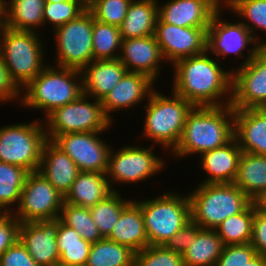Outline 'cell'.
Returning <instances> with one entry per match:
<instances>
[{"mask_svg": "<svg viewBox=\"0 0 266 266\" xmlns=\"http://www.w3.org/2000/svg\"><path fill=\"white\" fill-rule=\"evenodd\" d=\"M246 266H266V256L257 254L246 264Z\"/></svg>", "mask_w": 266, "mask_h": 266, "instance_id": "49", "label": "cell"}, {"mask_svg": "<svg viewBox=\"0 0 266 266\" xmlns=\"http://www.w3.org/2000/svg\"><path fill=\"white\" fill-rule=\"evenodd\" d=\"M20 221L12 213H0V257L19 240Z\"/></svg>", "mask_w": 266, "mask_h": 266, "instance_id": "43", "label": "cell"}, {"mask_svg": "<svg viewBox=\"0 0 266 266\" xmlns=\"http://www.w3.org/2000/svg\"><path fill=\"white\" fill-rule=\"evenodd\" d=\"M58 228L59 219L21 223L19 240L39 266H58Z\"/></svg>", "mask_w": 266, "mask_h": 266, "instance_id": "17", "label": "cell"}, {"mask_svg": "<svg viewBox=\"0 0 266 266\" xmlns=\"http://www.w3.org/2000/svg\"><path fill=\"white\" fill-rule=\"evenodd\" d=\"M154 35L164 59L171 65L207 51L208 28L180 27L157 19Z\"/></svg>", "mask_w": 266, "mask_h": 266, "instance_id": "16", "label": "cell"}, {"mask_svg": "<svg viewBox=\"0 0 266 266\" xmlns=\"http://www.w3.org/2000/svg\"><path fill=\"white\" fill-rule=\"evenodd\" d=\"M252 203L258 213L266 215V191L253 199Z\"/></svg>", "mask_w": 266, "mask_h": 266, "instance_id": "48", "label": "cell"}, {"mask_svg": "<svg viewBox=\"0 0 266 266\" xmlns=\"http://www.w3.org/2000/svg\"><path fill=\"white\" fill-rule=\"evenodd\" d=\"M221 9L214 14L208 28L207 50L218 59L223 56L225 58L228 54L244 57V62L242 61L240 66L246 65L260 50L261 45L254 39L248 28L242 24L241 20H238L237 23H228L227 20H222L220 17L223 15ZM251 44L254 46L248 48ZM245 49L248 52L247 56L243 53Z\"/></svg>", "mask_w": 266, "mask_h": 266, "instance_id": "13", "label": "cell"}, {"mask_svg": "<svg viewBox=\"0 0 266 266\" xmlns=\"http://www.w3.org/2000/svg\"><path fill=\"white\" fill-rule=\"evenodd\" d=\"M224 246L215 230L201 228L182 255L184 266H216Z\"/></svg>", "mask_w": 266, "mask_h": 266, "instance_id": "30", "label": "cell"}, {"mask_svg": "<svg viewBox=\"0 0 266 266\" xmlns=\"http://www.w3.org/2000/svg\"><path fill=\"white\" fill-rule=\"evenodd\" d=\"M99 133L103 132L65 133L52 142L71 157L79 171L106 173L112 147Z\"/></svg>", "mask_w": 266, "mask_h": 266, "instance_id": "15", "label": "cell"}, {"mask_svg": "<svg viewBox=\"0 0 266 266\" xmlns=\"http://www.w3.org/2000/svg\"><path fill=\"white\" fill-rule=\"evenodd\" d=\"M20 92L15 85L10 81L7 74V69L3 64L0 55V102H9L20 99ZM17 98V99H16Z\"/></svg>", "mask_w": 266, "mask_h": 266, "instance_id": "47", "label": "cell"}, {"mask_svg": "<svg viewBox=\"0 0 266 266\" xmlns=\"http://www.w3.org/2000/svg\"><path fill=\"white\" fill-rule=\"evenodd\" d=\"M234 138V108L194 106L188 113L180 140L171 152L178 159L222 147Z\"/></svg>", "mask_w": 266, "mask_h": 266, "instance_id": "2", "label": "cell"}, {"mask_svg": "<svg viewBox=\"0 0 266 266\" xmlns=\"http://www.w3.org/2000/svg\"><path fill=\"white\" fill-rule=\"evenodd\" d=\"M56 241L60 254L58 266L86 264L92 243L83 239L76 230L64 225L60 220Z\"/></svg>", "mask_w": 266, "mask_h": 266, "instance_id": "31", "label": "cell"}, {"mask_svg": "<svg viewBox=\"0 0 266 266\" xmlns=\"http://www.w3.org/2000/svg\"><path fill=\"white\" fill-rule=\"evenodd\" d=\"M169 97L163 92L153 90L146 100V116L144 117L145 138L171 152L177 146L188 113L194 107L189 101L173 91Z\"/></svg>", "mask_w": 266, "mask_h": 266, "instance_id": "4", "label": "cell"}, {"mask_svg": "<svg viewBox=\"0 0 266 266\" xmlns=\"http://www.w3.org/2000/svg\"><path fill=\"white\" fill-rule=\"evenodd\" d=\"M92 39L93 60L119 58L123 39L118 26L102 23L93 16Z\"/></svg>", "mask_w": 266, "mask_h": 266, "instance_id": "35", "label": "cell"}, {"mask_svg": "<svg viewBox=\"0 0 266 266\" xmlns=\"http://www.w3.org/2000/svg\"><path fill=\"white\" fill-rule=\"evenodd\" d=\"M154 146L145 148L125 145L117 148V152L111 149L106 176L113 191H118L114 189V183H138L165 168L164 159L152 152Z\"/></svg>", "mask_w": 266, "mask_h": 266, "instance_id": "11", "label": "cell"}, {"mask_svg": "<svg viewBox=\"0 0 266 266\" xmlns=\"http://www.w3.org/2000/svg\"><path fill=\"white\" fill-rule=\"evenodd\" d=\"M86 5H88L89 3H91L93 0H82Z\"/></svg>", "mask_w": 266, "mask_h": 266, "instance_id": "53", "label": "cell"}, {"mask_svg": "<svg viewBox=\"0 0 266 266\" xmlns=\"http://www.w3.org/2000/svg\"><path fill=\"white\" fill-rule=\"evenodd\" d=\"M53 32L56 38V66L82 70L93 61V14L88 9Z\"/></svg>", "mask_w": 266, "mask_h": 266, "instance_id": "10", "label": "cell"}, {"mask_svg": "<svg viewBox=\"0 0 266 266\" xmlns=\"http://www.w3.org/2000/svg\"><path fill=\"white\" fill-rule=\"evenodd\" d=\"M254 205L251 202L242 212L222 221L214 230L224 245L250 243Z\"/></svg>", "mask_w": 266, "mask_h": 266, "instance_id": "34", "label": "cell"}, {"mask_svg": "<svg viewBox=\"0 0 266 266\" xmlns=\"http://www.w3.org/2000/svg\"><path fill=\"white\" fill-rule=\"evenodd\" d=\"M126 72L119 59L91 61L81 70L83 94L102 101Z\"/></svg>", "mask_w": 266, "mask_h": 266, "instance_id": "24", "label": "cell"}, {"mask_svg": "<svg viewBox=\"0 0 266 266\" xmlns=\"http://www.w3.org/2000/svg\"><path fill=\"white\" fill-rule=\"evenodd\" d=\"M107 238L129 247L135 253L149 246L141 207L135 200L122 210Z\"/></svg>", "mask_w": 266, "mask_h": 266, "instance_id": "25", "label": "cell"}, {"mask_svg": "<svg viewBox=\"0 0 266 266\" xmlns=\"http://www.w3.org/2000/svg\"><path fill=\"white\" fill-rule=\"evenodd\" d=\"M131 2L132 0H93L87 5V9L95 20L119 27Z\"/></svg>", "mask_w": 266, "mask_h": 266, "instance_id": "40", "label": "cell"}, {"mask_svg": "<svg viewBox=\"0 0 266 266\" xmlns=\"http://www.w3.org/2000/svg\"><path fill=\"white\" fill-rule=\"evenodd\" d=\"M5 4L0 0V29L4 27V7Z\"/></svg>", "mask_w": 266, "mask_h": 266, "instance_id": "50", "label": "cell"}, {"mask_svg": "<svg viewBox=\"0 0 266 266\" xmlns=\"http://www.w3.org/2000/svg\"><path fill=\"white\" fill-rule=\"evenodd\" d=\"M201 227L192 219L187 222L172 238L165 243V247L175 253L182 254L194 241Z\"/></svg>", "mask_w": 266, "mask_h": 266, "instance_id": "44", "label": "cell"}, {"mask_svg": "<svg viewBox=\"0 0 266 266\" xmlns=\"http://www.w3.org/2000/svg\"><path fill=\"white\" fill-rule=\"evenodd\" d=\"M46 141L44 123L40 119L0 127V162L20 166L29 173L36 172Z\"/></svg>", "mask_w": 266, "mask_h": 266, "instance_id": "8", "label": "cell"}, {"mask_svg": "<svg viewBox=\"0 0 266 266\" xmlns=\"http://www.w3.org/2000/svg\"><path fill=\"white\" fill-rule=\"evenodd\" d=\"M155 82L147 75L126 72L117 85L101 101L105 116L113 123L111 113L131 109L147 100Z\"/></svg>", "mask_w": 266, "mask_h": 266, "instance_id": "20", "label": "cell"}, {"mask_svg": "<svg viewBox=\"0 0 266 266\" xmlns=\"http://www.w3.org/2000/svg\"><path fill=\"white\" fill-rule=\"evenodd\" d=\"M63 203L64 196L40 172H30L12 214L20 223L54 220L59 218Z\"/></svg>", "mask_w": 266, "mask_h": 266, "instance_id": "12", "label": "cell"}, {"mask_svg": "<svg viewBox=\"0 0 266 266\" xmlns=\"http://www.w3.org/2000/svg\"><path fill=\"white\" fill-rule=\"evenodd\" d=\"M250 244L257 254L266 256V215L258 213L255 207Z\"/></svg>", "mask_w": 266, "mask_h": 266, "instance_id": "46", "label": "cell"}, {"mask_svg": "<svg viewBox=\"0 0 266 266\" xmlns=\"http://www.w3.org/2000/svg\"><path fill=\"white\" fill-rule=\"evenodd\" d=\"M51 66V67H50ZM54 67V68H53ZM47 65L20 93L24 108L43 110L46 117L54 109L77 100L83 94L81 70Z\"/></svg>", "mask_w": 266, "mask_h": 266, "instance_id": "3", "label": "cell"}, {"mask_svg": "<svg viewBox=\"0 0 266 266\" xmlns=\"http://www.w3.org/2000/svg\"><path fill=\"white\" fill-rule=\"evenodd\" d=\"M118 59L127 72L147 75L154 82L162 71L161 61L165 60L154 34L122 40Z\"/></svg>", "mask_w": 266, "mask_h": 266, "instance_id": "19", "label": "cell"}, {"mask_svg": "<svg viewBox=\"0 0 266 266\" xmlns=\"http://www.w3.org/2000/svg\"><path fill=\"white\" fill-rule=\"evenodd\" d=\"M92 99L90 102L88 96L82 94L49 113L43 121L47 140L65 133L106 132L112 122L105 116L101 101Z\"/></svg>", "mask_w": 266, "mask_h": 266, "instance_id": "9", "label": "cell"}, {"mask_svg": "<svg viewBox=\"0 0 266 266\" xmlns=\"http://www.w3.org/2000/svg\"><path fill=\"white\" fill-rule=\"evenodd\" d=\"M64 225L76 230L80 236L95 243L103 239L89 212V208L63 203L58 218Z\"/></svg>", "mask_w": 266, "mask_h": 266, "instance_id": "38", "label": "cell"}, {"mask_svg": "<svg viewBox=\"0 0 266 266\" xmlns=\"http://www.w3.org/2000/svg\"><path fill=\"white\" fill-rule=\"evenodd\" d=\"M136 202L141 207L149 245H165L191 220L188 194L183 196L170 191Z\"/></svg>", "mask_w": 266, "mask_h": 266, "instance_id": "7", "label": "cell"}, {"mask_svg": "<svg viewBox=\"0 0 266 266\" xmlns=\"http://www.w3.org/2000/svg\"><path fill=\"white\" fill-rule=\"evenodd\" d=\"M38 172L65 197L71 189L79 169L70 156L51 140H47L43 146Z\"/></svg>", "mask_w": 266, "mask_h": 266, "instance_id": "23", "label": "cell"}, {"mask_svg": "<svg viewBox=\"0 0 266 266\" xmlns=\"http://www.w3.org/2000/svg\"><path fill=\"white\" fill-rule=\"evenodd\" d=\"M208 55L207 50L171 65L174 66L172 91L193 106L228 105L232 98V70L225 71L218 58ZM223 99L226 101L222 102Z\"/></svg>", "mask_w": 266, "mask_h": 266, "instance_id": "1", "label": "cell"}, {"mask_svg": "<svg viewBox=\"0 0 266 266\" xmlns=\"http://www.w3.org/2000/svg\"><path fill=\"white\" fill-rule=\"evenodd\" d=\"M135 252L108 238L92 243L86 266H134Z\"/></svg>", "mask_w": 266, "mask_h": 266, "instance_id": "33", "label": "cell"}, {"mask_svg": "<svg viewBox=\"0 0 266 266\" xmlns=\"http://www.w3.org/2000/svg\"><path fill=\"white\" fill-rule=\"evenodd\" d=\"M38 32L0 29V55L10 81L21 90L47 65Z\"/></svg>", "mask_w": 266, "mask_h": 266, "instance_id": "5", "label": "cell"}, {"mask_svg": "<svg viewBox=\"0 0 266 266\" xmlns=\"http://www.w3.org/2000/svg\"><path fill=\"white\" fill-rule=\"evenodd\" d=\"M256 255L250 243L225 245L216 266H246Z\"/></svg>", "mask_w": 266, "mask_h": 266, "instance_id": "42", "label": "cell"}, {"mask_svg": "<svg viewBox=\"0 0 266 266\" xmlns=\"http://www.w3.org/2000/svg\"><path fill=\"white\" fill-rule=\"evenodd\" d=\"M224 6L244 19L241 21L242 24L248 28L254 39L262 45L263 40L260 37L258 39L256 31L262 29V32L264 31L266 34V0H225Z\"/></svg>", "mask_w": 266, "mask_h": 266, "instance_id": "37", "label": "cell"}, {"mask_svg": "<svg viewBox=\"0 0 266 266\" xmlns=\"http://www.w3.org/2000/svg\"><path fill=\"white\" fill-rule=\"evenodd\" d=\"M158 1L160 2V0H132L126 17L119 26L123 40L155 34Z\"/></svg>", "mask_w": 266, "mask_h": 266, "instance_id": "27", "label": "cell"}, {"mask_svg": "<svg viewBox=\"0 0 266 266\" xmlns=\"http://www.w3.org/2000/svg\"><path fill=\"white\" fill-rule=\"evenodd\" d=\"M251 200L266 191V156L242 152L233 182Z\"/></svg>", "mask_w": 266, "mask_h": 266, "instance_id": "29", "label": "cell"}, {"mask_svg": "<svg viewBox=\"0 0 266 266\" xmlns=\"http://www.w3.org/2000/svg\"><path fill=\"white\" fill-rule=\"evenodd\" d=\"M260 49L266 54V41L262 42Z\"/></svg>", "mask_w": 266, "mask_h": 266, "instance_id": "51", "label": "cell"}, {"mask_svg": "<svg viewBox=\"0 0 266 266\" xmlns=\"http://www.w3.org/2000/svg\"><path fill=\"white\" fill-rule=\"evenodd\" d=\"M119 191H113L105 199L89 208L95 225L103 238H107L120 217L122 210L132 201L123 199Z\"/></svg>", "mask_w": 266, "mask_h": 266, "instance_id": "36", "label": "cell"}, {"mask_svg": "<svg viewBox=\"0 0 266 266\" xmlns=\"http://www.w3.org/2000/svg\"><path fill=\"white\" fill-rule=\"evenodd\" d=\"M134 266H184L182 254L164 245H149L135 253Z\"/></svg>", "mask_w": 266, "mask_h": 266, "instance_id": "41", "label": "cell"}, {"mask_svg": "<svg viewBox=\"0 0 266 266\" xmlns=\"http://www.w3.org/2000/svg\"><path fill=\"white\" fill-rule=\"evenodd\" d=\"M234 109L266 108V54L260 49L243 66L232 69Z\"/></svg>", "mask_w": 266, "mask_h": 266, "instance_id": "14", "label": "cell"}, {"mask_svg": "<svg viewBox=\"0 0 266 266\" xmlns=\"http://www.w3.org/2000/svg\"><path fill=\"white\" fill-rule=\"evenodd\" d=\"M28 173L20 166L0 162V213H12L17 207Z\"/></svg>", "mask_w": 266, "mask_h": 266, "instance_id": "32", "label": "cell"}, {"mask_svg": "<svg viewBox=\"0 0 266 266\" xmlns=\"http://www.w3.org/2000/svg\"><path fill=\"white\" fill-rule=\"evenodd\" d=\"M242 155L237 139L200 155V165L208 175L200 184L233 183Z\"/></svg>", "mask_w": 266, "mask_h": 266, "instance_id": "22", "label": "cell"}, {"mask_svg": "<svg viewBox=\"0 0 266 266\" xmlns=\"http://www.w3.org/2000/svg\"><path fill=\"white\" fill-rule=\"evenodd\" d=\"M87 10V5L82 0H68L64 2H45L43 17L44 25L51 24L55 30L57 27L78 18Z\"/></svg>", "mask_w": 266, "mask_h": 266, "instance_id": "39", "label": "cell"}, {"mask_svg": "<svg viewBox=\"0 0 266 266\" xmlns=\"http://www.w3.org/2000/svg\"><path fill=\"white\" fill-rule=\"evenodd\" d=\"M113 192L106 173L79 171L64 202L90 208Z\"/></svg>", "mask_w": 266, "mask_h": 266, "instance_id": "26", "label": "cell"}, {"mask_svg": "<svg viewBox=\"0 0 266 266\" xmlns=\"http://www.w3.org/2000/svg\"><path fill=\"white\" fill-rule=\"evenodd\" d=\"M64 1H68V0H45V2H52V3H55V2H64Z\"/></svg>", "mask_w": 266, "mask_h": 266, "instance_id": "52", "label": "cell"}, {"mask_svg": "<svg viewBox=\"0 0 266 266\" xmlns=\"http://www.w3.org/2000/svg\"><path fill=\"white\" fill-rule=\"evenodd\" d=\"M45 0H7L4 26L15 31L39 32L44 26Z\"/></svg>", "mask_w": 266, "mask_h": 266, "instance_id": "28", "label": "cell"}, {"mask_svg": "<svg viewBox=\"0 0 266 266\" xmlns=\"http://www.w3.org/2000/svg\"><path fill=\"white\" fill-rule=\"evenodd\" d=\"M0 266H39L26 247L18 240L14 245L10 246L0 257Z\"/></svg>", "mask_w": 266, "mask_h": 266, "instance_id": "45", "label": "cell"}, {"mask_svg": "<svg viewBox=\"0 0 266 266\" xmlns=\"http://www.w3.org/2000/svg\"><path fill=\"white\" fill-rule=\"evenodd\" d=\"M188 197L191 219L201 228L213 230L252 202L234 183L198 184Z\"/></svg>", "mask_w": 266, "mask_h": 266, "instance_id": "6", "label": "cell"}, {"mask_svg": "<svg viewBox=\"0 0 266 266\" xmlns=\"http://www.w3.org/2000/svg\"><path fill=\"white\" fill-rule=\"evenodd\" d=\"M234 137L242 152L266 156V108L234 109Z\"/></svg>", "mask_w": 266, "mask_h": 266, "instance_id": "21", "label": "cell"}, {"mask_svg": "<svg viewBox=\"0 0 266 266\" xmlns=\"http://www.w3.org/2000/svg\"><path fill=\"white\" fill-rule=\"evenodd\" d=\"M161 4L158 3L161 22L195 28H209L214 14L224 5L220 0H169Z\"/></svg>", "mask_w": 266, "mask_h": 266, "instance_id": "18", "label": "cell"}]
</instances>
